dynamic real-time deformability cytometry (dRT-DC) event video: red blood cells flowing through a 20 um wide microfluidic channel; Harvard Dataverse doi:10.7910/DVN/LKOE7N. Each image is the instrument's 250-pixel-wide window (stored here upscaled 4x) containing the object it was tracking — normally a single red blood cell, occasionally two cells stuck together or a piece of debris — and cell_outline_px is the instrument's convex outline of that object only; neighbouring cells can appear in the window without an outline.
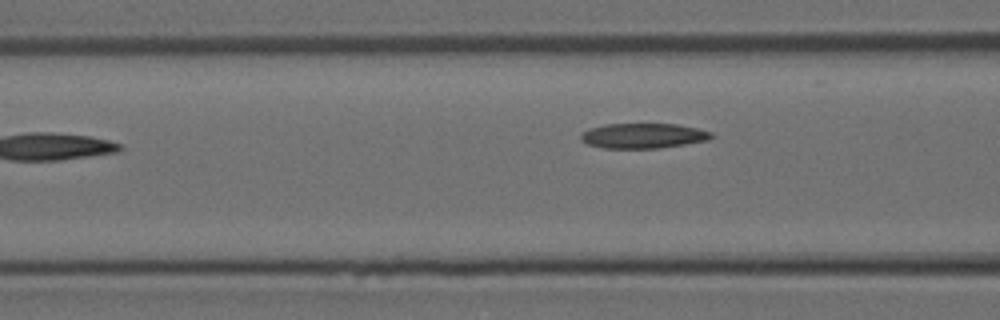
{"species": "Egyptian fruit bat (a non-hibernating species)", "species_latin": "Rousettus aegyptiacus", "temperature_condition": "room temperature", "stored_images_in_passage": 5, "segment_of_instrument_passage": [1, 2], "camera_frame_rate_fps": 3000, "um_per_image_px": 0.085, "animal": {"sex": "female"}, "frame": {"image": 1, "passage_image": 3, "time_ms": 0.667, "image_size_px": [1000, 320], "cell_outline_px": [[716, 136], [708, 140], [660, 148], [604, 148], [588, 144], [580, 140], [580, 132], [588, 128], [604, 124], [676, 124], [696, 128], [712, 132]], "centroid_in_image_um": [54.64, 11.53], "position_along_channel_um": 112.0, "area_um2": 19.19}}
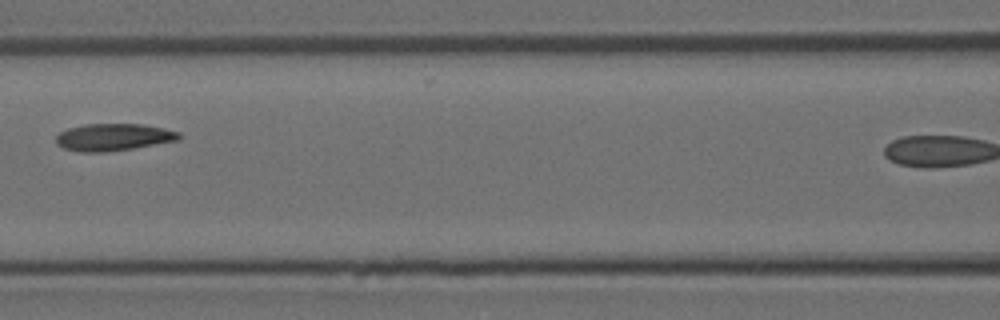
{"frame": {"image": 2, "passage_image": 4, "time_ms": 1.0, "image_size_px": [1000, 320], "cell_outline_px": [[180, 140], [132, 148], [104, 152], [80, 152], [64, 148], [56, 144], [56, 136], [60, 132], [68, 128], [84, 124], [144, 124], [164, 128], [180, 132]], "centroid_in_image_um": [9.64, 11.65], "position_along_channel_um": 157.0, "area_um2": 19.48}}